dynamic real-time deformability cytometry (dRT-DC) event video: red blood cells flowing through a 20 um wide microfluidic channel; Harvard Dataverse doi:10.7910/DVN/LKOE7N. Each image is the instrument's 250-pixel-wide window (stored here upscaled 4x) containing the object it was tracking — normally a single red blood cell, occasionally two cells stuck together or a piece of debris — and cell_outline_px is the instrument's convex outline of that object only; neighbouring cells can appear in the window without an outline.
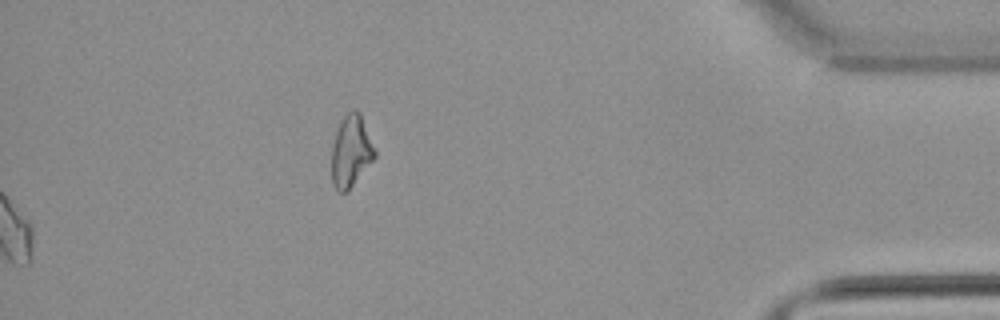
{"species": "common noctule bat (a hibernating species)", "species_latin": "Nyctalus noctula", "temperature_condition": "warm", "stored_images_in_passage": 56, "camera_frame_rate_fps": 3000, "um_per_image_px": 0.085, "animal": {"sex": "male", "body_mass_g": 21.5, "forearm_length_mm": 52.0}, "frame": {"image": 1, "passage_image": 56, "time_ms": 18.333, "image_size_px": [1000, 320], "cell_outline_px": [[376, 156], [348, 192], [340, 192], [332, 184], [332, 144], [336, 132], [344, 116], [352, 108], [356, 108], [360, 112], [376, 152]], "centroid_in_image_um": [29.83, 12.86], "position_along_channel_um": 405.4, "area_um2": 17.98}}